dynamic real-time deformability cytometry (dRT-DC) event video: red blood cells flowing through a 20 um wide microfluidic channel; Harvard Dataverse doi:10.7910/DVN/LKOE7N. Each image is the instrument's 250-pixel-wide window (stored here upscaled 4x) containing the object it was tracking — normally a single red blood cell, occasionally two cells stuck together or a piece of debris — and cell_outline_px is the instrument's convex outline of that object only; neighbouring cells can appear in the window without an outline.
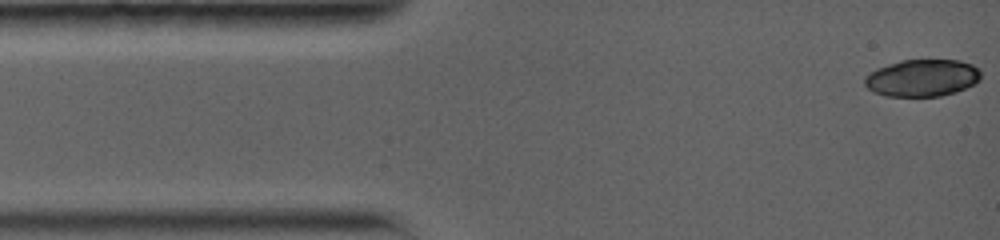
{"species": "common noctule bat (a hibernating species)", "species_latin": "Nyctalus noctula", "temperature_condition": "warm", "stored_images_in_passage": 9, "camera_frame_rate_fps": 5000, "um_per_image_px": 0.085, "animal": {"sex": "female", "body_mass_g": 19.0, "forearm_length_mm": 56.7}, "frame": {"image": 1, "passage_image": 1, "time_ms": 0.0, "image_size_px": [1000, 240], "cell_outline_px": [[980, 80], [976, 84], [956, 92], [940, 96], [884, 96], [872, 92], [864, 84], [864, 76], [876, 68], [900, 60], [960, 60], [972, 64], [980, 68]], "centroid_in_image_um": [78.39, 6.62], "position_along_channel_um": 6.6, "area_um2": 25.49}}
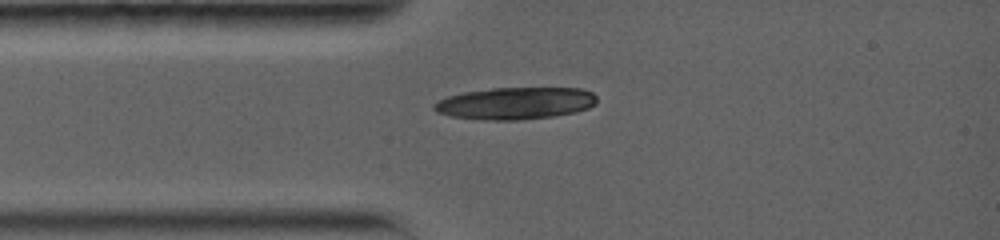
{"frame": {"image": 2, "passage_image": 9, "time_ms": 2.8, "image_size_px": [1000, 240], "cell_outline_px": [[596, 104], [588, 108], [576, 112], [552, 116], [520, 120], [480, 120], [452, 116], [436, 112], [432, 108], [432, 104], [448, 96], [464, 92], [492, 88], [580, 88], [592, 92], [596, 96]], "centroid_in_image_um": [43.8, 8.78], "position_along_channel_um": 41.2, "area_um2": 30.52}}